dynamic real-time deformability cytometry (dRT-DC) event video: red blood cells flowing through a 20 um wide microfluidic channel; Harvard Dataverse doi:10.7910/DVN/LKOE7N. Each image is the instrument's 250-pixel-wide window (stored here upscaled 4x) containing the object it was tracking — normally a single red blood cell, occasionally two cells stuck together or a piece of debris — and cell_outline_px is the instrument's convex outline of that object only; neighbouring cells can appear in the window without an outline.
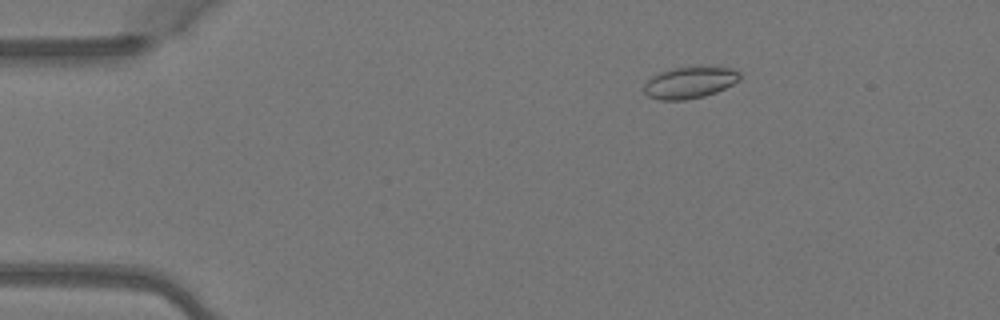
{"species": "Egyptian fruit bat (a non-hibernating species)", "species_latin": "Rousettus aegyptiacus", "temperature_condition": "warm", "stored_images_in_passage": 5, "camera_frame_rate_fps": 3000, "um_per_image_px": 0.085, "animal": {"sex": "female"}, "frame": {"image": 1, "passage_image": 3, "time_ms": 0.667, "image_size_px": [1000, 320], "cell_outline_px": [[740, 80], [716, 92], [704, 96], [684, 100], [660, 100], [648, 96], [644, 92], [644, 84], [648, 80], [660, 72], [676, 68], [732, 68], [740, 72]], "centroid_in_image_um": [58.62, 7.04], "position_along_channel_um": 26.4, "area_um2": 17.17}}
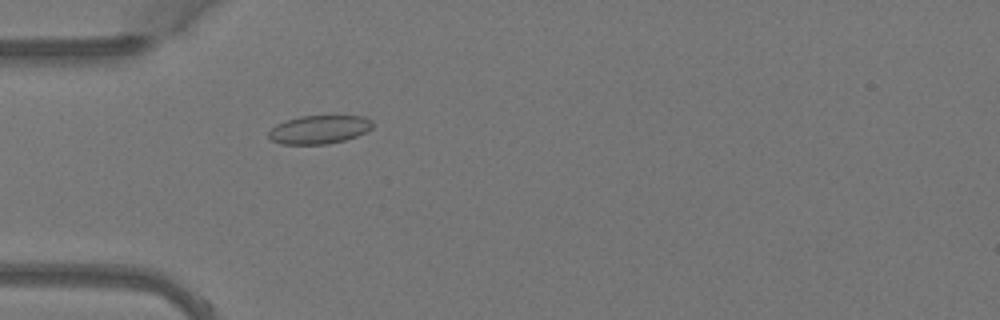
{"frame": {"image": 2, "passage_image": 5, "time_ms": 1.333, "image_size_px": [1000, 320], "cell_outline_px": [[372, 128], [356, 136], [344, 140], [328, 144], [280, 144], [272, 140], [268, 136], [268, 132], [276, 124], [300, 116], [364, 116], [372, 120]], "centroid_in_image_um": [27.12, 11.01], "position_along_channel_um": 57.9, "area_um2": 17.11}}